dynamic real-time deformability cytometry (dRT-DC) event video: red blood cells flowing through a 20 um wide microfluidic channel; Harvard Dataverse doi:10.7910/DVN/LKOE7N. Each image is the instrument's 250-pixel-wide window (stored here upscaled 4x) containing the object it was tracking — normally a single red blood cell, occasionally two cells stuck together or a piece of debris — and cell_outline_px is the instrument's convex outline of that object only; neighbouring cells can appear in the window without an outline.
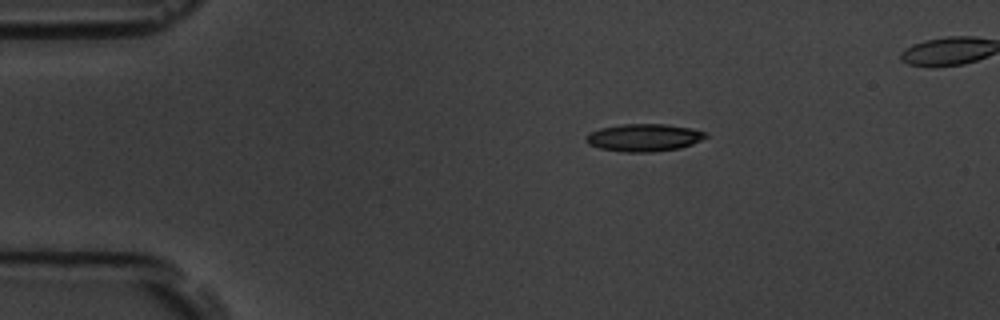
{"species": "common noctule bat (a hibernating species)", "species_latin": "Nyctalus noctula", "temperature_condition": "room temperature", "stored_images_in_passage": 9, "camera_frame_rate_fps": 3000, "um_per_image_px": 0.085, "animal": {"sex": "male", "body_mass_g": 19.5, "forearm_length_mm": 54.6}, "frame": {"image": 1, "passage_image": 1, "time_ms": 0.0, "image_size_px": [1000, 320], "cell_outline_px": [[708, 136], [692, 144], [680, 148], [652, 152], [624, 152], [600, 148], [588, 144], [584, 140], [584, 136], [588, 132], [600, 128], [620, 124], [664, 124], [692, 128], [708, 132]], "centroid_in_image_um": [54.71, 11.69], "position_along_channel_um": 30.3, "area_um2": 19.42}}
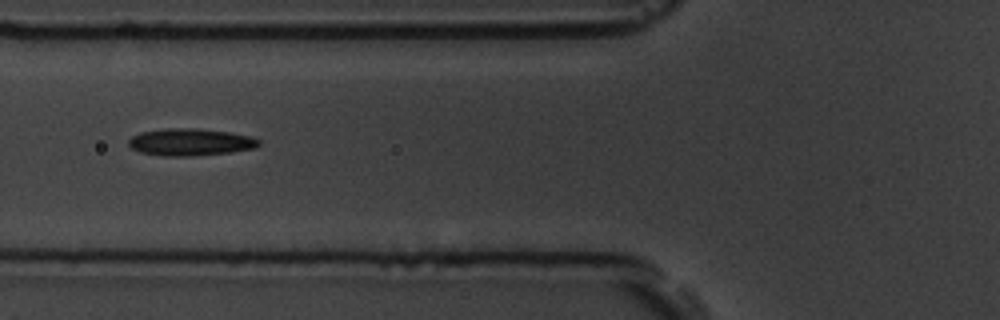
{"frame": {"image": 2, "passage_image": 4, "time_ms": 3.667, "image_size_px": [1000, 320], "cell_outline_px": [[260, 144], [256, 148], [232, 152], [192, 156], [160, 156], [140, 152], [132, 148], [128, 144], [128, 140], [132, 136], [140, 132], [168, 128], [196, 128], [228, 132], [248, 136], [260, 140]], "centroid_in_image_um": [16.16, 12.08], "position_along_channel_um": 109.6, "area_um2": 20.63}}
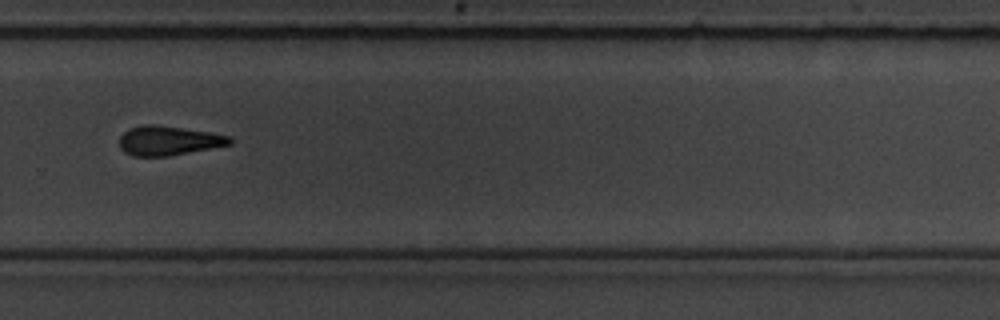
{"frame": {"image": 3, "passage_image": 9, "time_ms": 9.333, "image_size_px": [1000, 320], "cell_outline_px": [[232, 144], [168, 156], [132, 156], [124, 152], [120, 148], [120, 136], [128, 128], [144, 124], [156, 124], [208, 132], [228, 136], [232, 140]], "centroid_in_image_um": [14.27, 11.95], "position_along_channel_um": 315.5, "area_um2": 18.79}}